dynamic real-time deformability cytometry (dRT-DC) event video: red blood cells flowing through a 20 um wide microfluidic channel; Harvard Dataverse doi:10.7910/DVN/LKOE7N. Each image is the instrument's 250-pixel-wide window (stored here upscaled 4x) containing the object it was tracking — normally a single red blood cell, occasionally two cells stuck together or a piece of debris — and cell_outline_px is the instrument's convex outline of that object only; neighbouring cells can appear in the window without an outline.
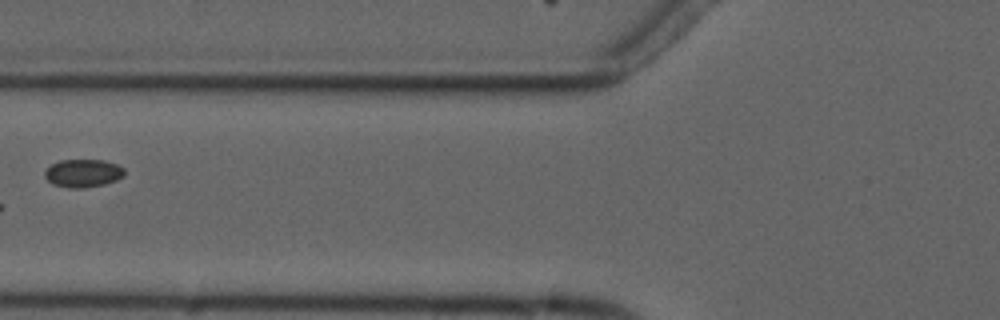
{"species": "common noctule bat (a hibernating species)", "species_latin": "Nyctalus noctula", "temperature_condition": "cold", "stored_images_in_passage": 8, "camera_frame_rate_fps": 3000, "um_per_image_px": 0.085, "animal": {"sex": "male", "forearm_length_mm": 52.5}, "frame": {"image": 1, "passage_image": 7, "time_ms": 7.0, "image_size_px": [1000, 320], "cell_outline_px": [[124, 176], [116, 180], [104, 184], [84, 188], [68, 188], [52, 184], [44, 176], [44, 172], [52, 164], [60, 160], [104, 160], [116, 164], [124, 168]], "centroid_in_image_um": [7.06, 14.72], "position_along_channel_um": 118.7, "area_um2": 13.01}}